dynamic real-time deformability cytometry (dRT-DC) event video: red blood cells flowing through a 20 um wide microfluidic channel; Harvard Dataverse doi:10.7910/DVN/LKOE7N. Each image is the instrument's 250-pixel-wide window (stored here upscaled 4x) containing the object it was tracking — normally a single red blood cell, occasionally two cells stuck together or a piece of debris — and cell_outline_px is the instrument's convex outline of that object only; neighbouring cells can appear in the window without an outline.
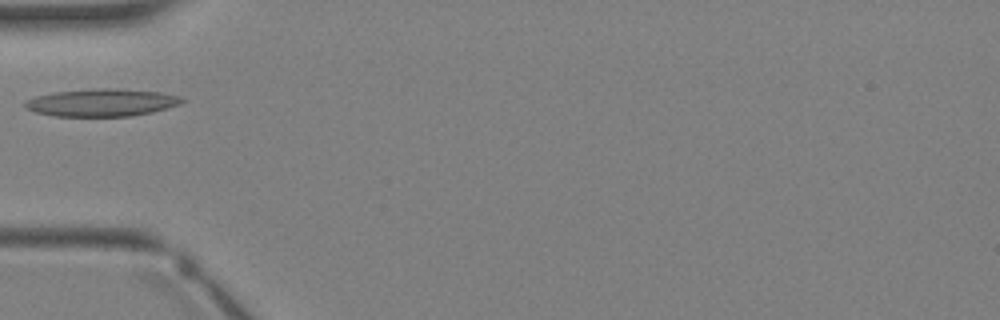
{"species": "Egyptian fruit bat (a non-hibernating species)", "species_latin": "Rousettus aegyptiacus", "temperature_condition": "warm", "stored_images_in_passage": 2, "camera_frame_rate_fps": 3000, "um_per_image_px": 0.085, "animal": {"sex": "female"}, "frame": {"image": 1, "passage_image": 2, "time_ms": 1.333, "image_size_px": [1000, 320], "cell_outline_px": [[184, 100], [180, 104], [152, 112], [132, 116], [56, 116], [36, 112], [24, 108], [24, 100], [36, 96], [56, 92], [96, 88], [116, 88], [160, 92], [180, 96]], "centroid_in_image_um": [8.63, 8.71], "position_along_channel_um": 76.4, "area_um2": 25.14}}